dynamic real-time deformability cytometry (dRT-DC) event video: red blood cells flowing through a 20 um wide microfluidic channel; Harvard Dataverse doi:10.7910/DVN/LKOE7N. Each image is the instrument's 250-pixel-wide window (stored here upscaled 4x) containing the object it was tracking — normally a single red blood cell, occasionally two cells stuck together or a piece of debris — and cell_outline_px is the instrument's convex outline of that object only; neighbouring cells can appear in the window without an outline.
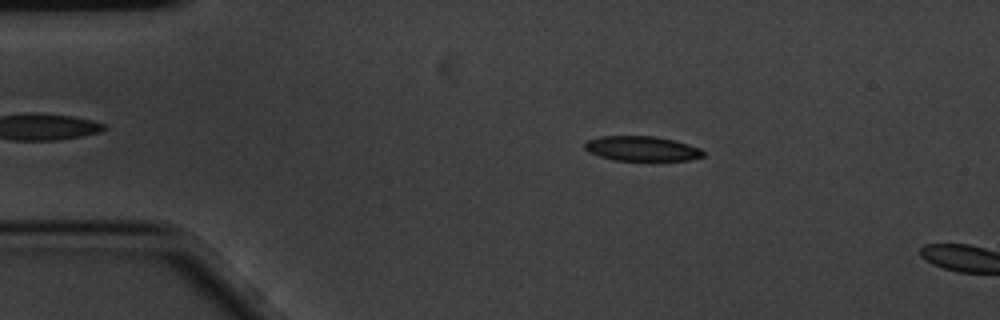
{"species": "common noctule bat (a hibernating species)", "species_latin": "Nyctalus noctula", "temperature_condition": "cold", "stored_images_in_passage": 4, "camera_frame_rate_fps": 3000, "um_per_image_px": 0.085, "animal": {"sex": "male", "body_mass_g": 20.1, "forearm_length_mm": 53.5}, "frame": {"image": 1, "passage_image": 3, "time_ms": 0.667, "image_size_px": [1000, 320], "cell_outline_px": [[704, 156], [688, 160], [616, 160], [600, 156], [588, 152], [584, 148], [584, 144], [588, 140], [600, 136], [656, 136], [688, 144], [700, 148], [704, 152]], "centroid_in_image_um": [54.54, 12.62], "position_along_channel_um": 30.5, "area_um2": 16.99}}